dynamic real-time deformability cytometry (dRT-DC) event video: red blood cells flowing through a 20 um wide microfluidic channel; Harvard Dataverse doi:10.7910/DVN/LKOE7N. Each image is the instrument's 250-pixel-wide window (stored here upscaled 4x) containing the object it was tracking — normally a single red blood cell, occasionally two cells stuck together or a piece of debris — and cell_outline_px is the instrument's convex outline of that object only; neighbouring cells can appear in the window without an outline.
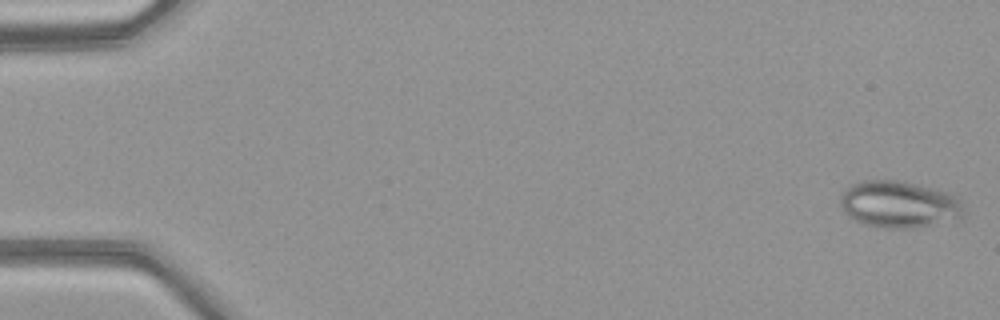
{"species": "common noctule bat (a hibernating species)", "species_latin": "Nyctalus noctula", "temperature_condition": "warm", "stored_images_in_passage": 50, "camera_frame_rate_fps": 3000, "um_per_image_px": 0.085, "animal": {"sex": "female", "body_mass_g": 21.9}, "frame": {"image": 1, "passage_image": 1, "time_ms": 0.0, "image_size_px": [1000, 320], "cell_outline_px": [[968, 212], [964, 216], [912, 228], [884, 228], [864, 224], [848, 216], [840, 208], [840, 196], [848, 184], [864, 180], [904, 180], [920, 184], [948, 192], [956, 196], [960, 200]], "centroid_in_image_um": [76.4, 17.34], "position_along_channel_um": 8.6, "area_um2": 34.1}}
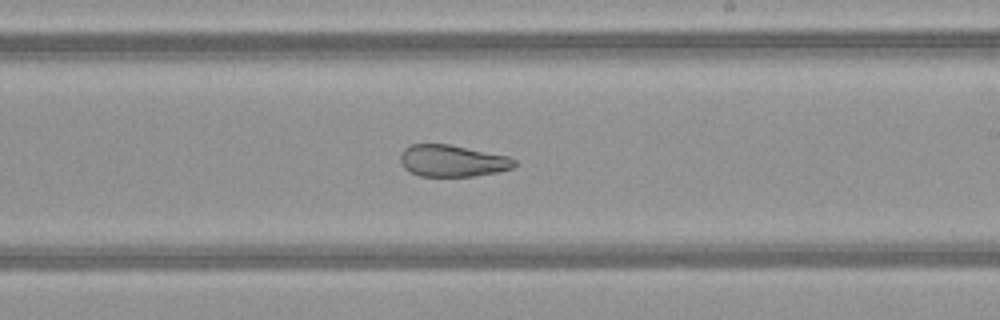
{"frame": {"image": 2, "passage_image": 30, "time_ms": 9.667, "image_size_px": [1000, 320], "cell_outline_px": [[516, 164], [512, 168], [496, 172], [476, 176], [420, 176], [404, 168], [400, 160], [400, 152], [404, 148], [412, 144], [448, 144], [508, 156], [516, 160]], "centroid_in_image_um": [38.44, 13.67], "position_along_channel_um": 250.6, "area_um2": 21.04}}
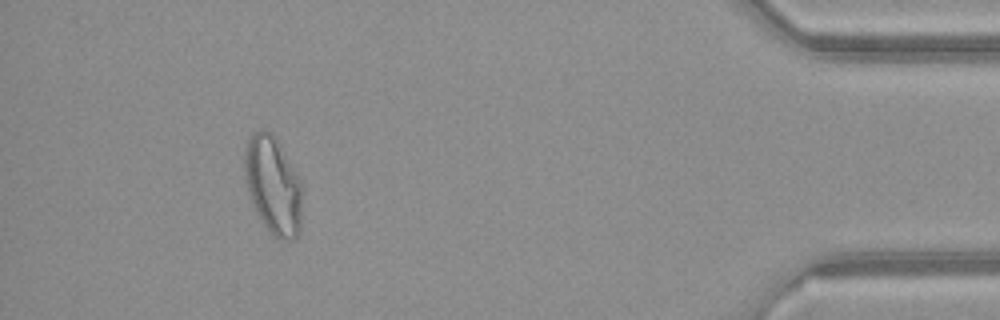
{"frame": {"image": 3, "passage_image": 46, "time_ms": 15.0, "image_size_px": [1000, 320], "cell_outline_px": [[304, 188], [300, 232], [292, 240], [280, 240], [272, 236], [260, 220], [252, 204], [244, 180], [244, 152], [248, 140], [252, 132], [264, 128], [272, 132], [276, 136], [300, 180]], "centroid_in_image_um": [23.22, 15.76], "position_along_channel_um": 412.0, "area_um2": 33.87}, "authors_computed_cell_mechanics": {"area_um2": 29.8537, "velocity_mm_per_s": 4.1294, "shape_relaxation_time_tau1_ms": null, "shape_relaxation_time_tau2_ms": 1.6984, "deformation_change_tau1": null, "deformation_change_tau2": 0.0926}}